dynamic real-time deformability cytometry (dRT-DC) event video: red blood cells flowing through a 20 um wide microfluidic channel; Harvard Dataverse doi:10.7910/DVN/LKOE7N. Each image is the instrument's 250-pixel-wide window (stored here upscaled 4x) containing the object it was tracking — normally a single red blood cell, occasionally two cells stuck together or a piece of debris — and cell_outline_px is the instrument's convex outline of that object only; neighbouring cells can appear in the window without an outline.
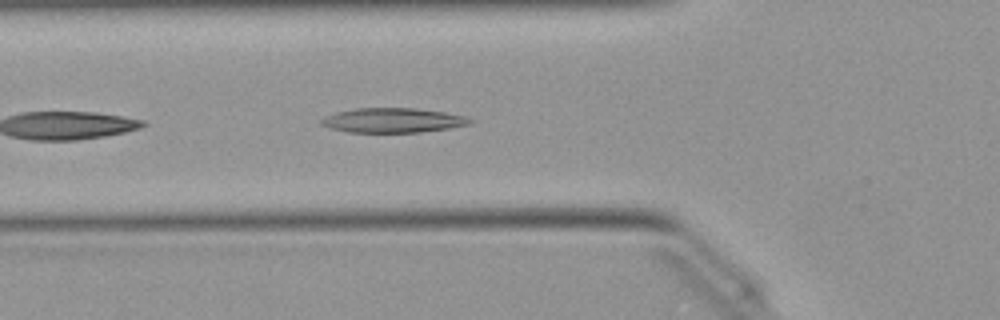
{"species": "Egyptian fruit bat (a non-hibernating species)", "species_latin": "Rousettus aegyptiacus", "temperature_condition": "warm", "stored_images_in_passage": 12, "camera_frame_rate_fps": 3000, "um_per_image_px": 0.085, "animal": {"sex": "female"}, "frame": {"image": 1, "passage_image": 4, "time_ms": 1.0, "image_size_px": [1000, 320], "cell_outline_px": [[476, 120], [472, 124], [448, 128], [420, 132], [348, 132], [332, 128], [320, 124], [320, 120], [328, 116], [340, 112], [356, 108], [412, 108], [444, 112], [464, 116]], "centroid_in_image_um": [33.46, 10.23], "position_along_channel_um": 92.3, "area_um2": 21.04}}